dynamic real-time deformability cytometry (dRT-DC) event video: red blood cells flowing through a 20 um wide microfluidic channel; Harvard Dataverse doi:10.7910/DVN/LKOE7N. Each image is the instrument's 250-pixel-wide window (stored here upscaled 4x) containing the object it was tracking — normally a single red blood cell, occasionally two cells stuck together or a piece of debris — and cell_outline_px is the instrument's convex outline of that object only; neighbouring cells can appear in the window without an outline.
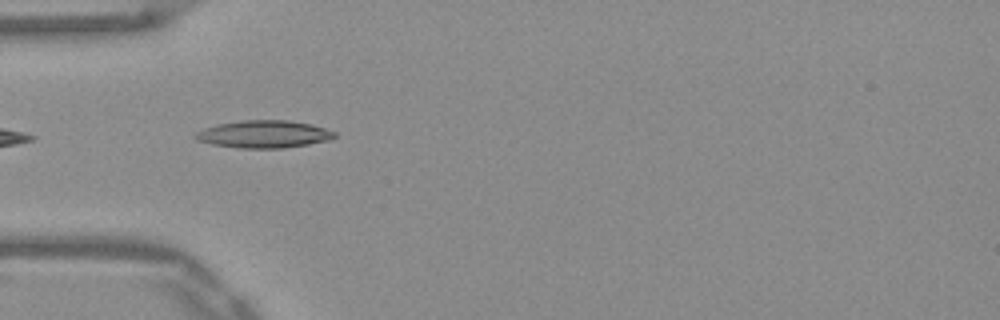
{"species": "Egyptian fruit bat (a non-hibernating species)", "species_latin": "Rousettus aegyptiacus", "temperature_condition": "warm", "stored_images_in_passage": 33, "camera_frame_rate_fps": 3000, "um_per_image_px": 0.085, "frame": {"image": 1, "passage_image": 1, "time_ms": 0.0, "image_size_px": [1000, 320], "cell_outline_px": [[336, 136], [328, 140], [308, 144], [284, 148], [240, 148], [212, 144], [196, 140], [192, 136], [196, 132], [204, 128], [216, 124], [240, 120], [288, 120], [312, 124], [336, 132]], "centroid_in_image_um": [22.39, 11.4], "position_along_channel_um": 62.6, "area_um2": 22.37}}
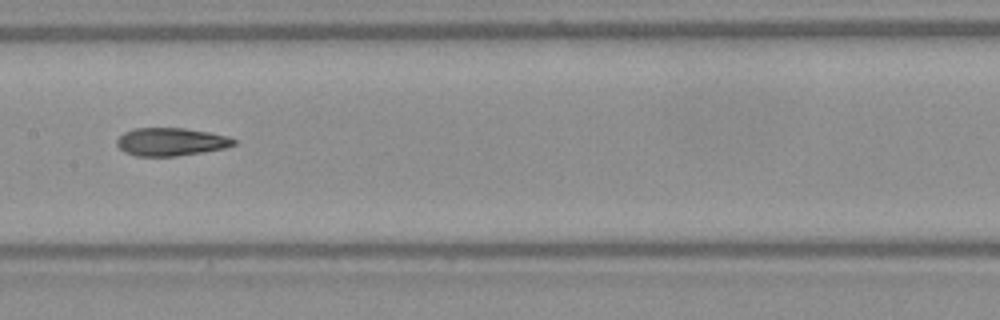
{"frame": {"image": 2, "passage_image": 11, "time_ms": 3.333, "image_size_px": [1000, 320], "cell_outline_px": [[236, 144], [224, 148], [176, 156], [136, 156], [124, 152], [116, 144], [116, 140], [124, 132], [136, 128], [184, 128], [208, 132], [228, 136], [236, 140]], "centroid_in_image_um": [14.51, 12.05], "position_along_channel_um": 192.9, "area_um2": 18.96}}
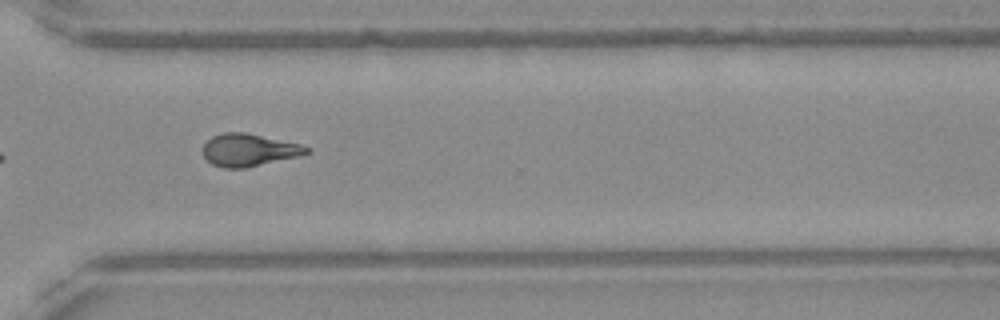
{"frame": {"image": 3, "passage_image": 23, "time_ms": 7.333, "image_size_px": [1000, 320], "cell_outline_px": [[312, 152], [300, 156], [244, 168], [224, 168], [212, 164], [204, 156], [204, 144], [212, 136], [224, 132], [244, 132], [300, 144], [312, 148]], "centroid_in_image_um": [21.19, 12.75], "position_along_channel_um": 349.4, "area_um2": 19.54}, "authors_computed_cell_mechanics": {"area_um2": 19.3052, "velocity_mm_per_s": 3.9222, "shape_relaxation_time_tau1_ms": null, "shape_relaxation_time_tau2_ms": 2.9535, "deformation_change_tau1": null, "deformation_change_tau2": 0.1289}}